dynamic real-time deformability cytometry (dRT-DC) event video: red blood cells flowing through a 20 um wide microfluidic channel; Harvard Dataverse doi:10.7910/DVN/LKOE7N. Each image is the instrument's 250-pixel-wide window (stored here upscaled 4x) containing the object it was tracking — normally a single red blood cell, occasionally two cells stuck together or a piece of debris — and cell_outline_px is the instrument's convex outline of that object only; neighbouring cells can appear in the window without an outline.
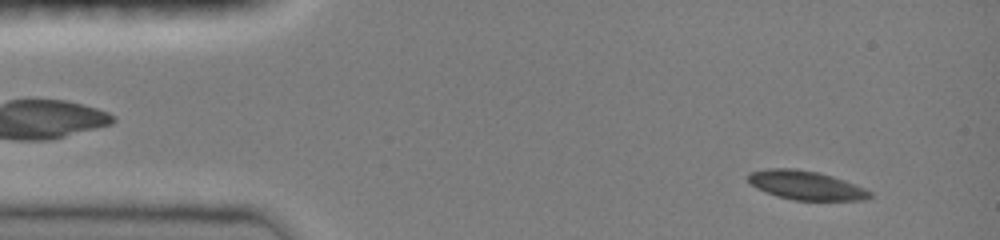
{"species": "common noctule bat (a hibernating species)", "species_latin": "Nyctalus noctula", "temperature_condition": "room temperature", "stored_images_in_passage": 44, "camera_frame_rate_fps": 3000, "um_per_image_px": 0.085, "animal": {"sex": "female", "body_mass_g": 19.0, "forearm_length_mm": 51.5}, "frame": {"image": 1, "passage_image": 3, "time_ms": 0.667, "image_size_px": [1000, 240], "cell_outline_px": [[872, 196], [864, 200], [792, 200], [776, 196], [756, 188], [744, 176], [748, 172], [768, 168], [796, 168], [820, 172], [844, 180], [864, 188], [872, 192]], "centroid_in_image_um": [68.46, 15.74], "position_along_channel_um": 16.5, "area_um2": 20.75}}
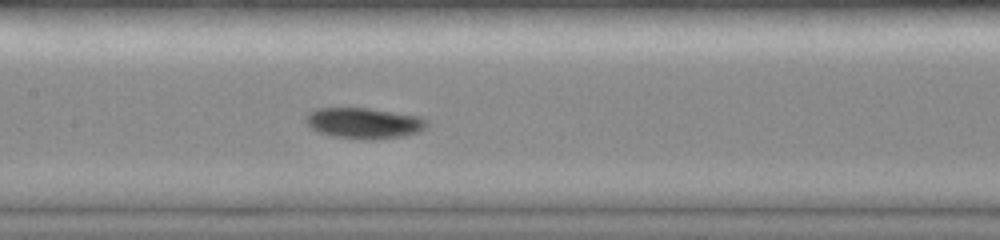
{"frame": {"image": 2, "passage_image": 21, "time_ms": 6.667, "image_size_px": [1000, 240], "cell_outline_px": [[428, 124], [420, 132], [400, 136], [372, 140], [356, 140], [332, 136], [316, 132], [308, 124], [304, 116], [308, 112], [316, 108], [368, 108], [420, 116], [428, 120]], "centroid_in_image_um": [30.92, 10.47], "position_along_channel_um": 176.5, "area_um2": 22.02}}
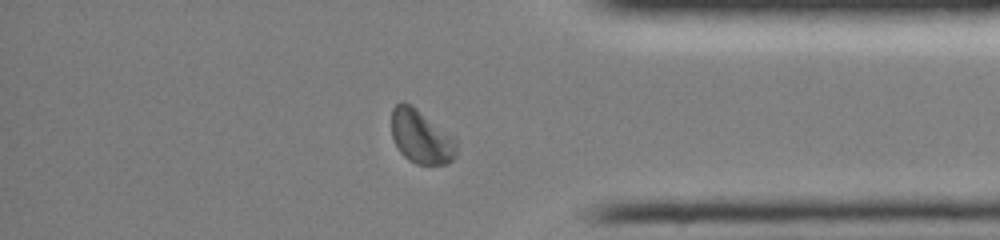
{"frame": {"image": 3, "passage_image": 38, "time_ms": 12.333, "image_size_px": [1000, 240], "cell_outline_px": [[456, 156], [448, 164], [416, 164], [408, 160], [400, 152], [392, 136], [392, 108], [400, 100], [412, 104], [456, 136]], "centroid_in_image_um": [35.82, 11.59], "position_along_channel_um": 399.4, "area_um2": 20.87}, "authors_computed_cell_mechanics": {"area_um2": 20.8658, "velocity_mm_per_s": 4.0445, "shape_relaxation_time_tau1_ms": 3.152, "shape_relaxation_time_tau2_ms": 10.3805, "deformation_change_tau1": 0.1116, "deformation_change_tau2": 0.0958}}